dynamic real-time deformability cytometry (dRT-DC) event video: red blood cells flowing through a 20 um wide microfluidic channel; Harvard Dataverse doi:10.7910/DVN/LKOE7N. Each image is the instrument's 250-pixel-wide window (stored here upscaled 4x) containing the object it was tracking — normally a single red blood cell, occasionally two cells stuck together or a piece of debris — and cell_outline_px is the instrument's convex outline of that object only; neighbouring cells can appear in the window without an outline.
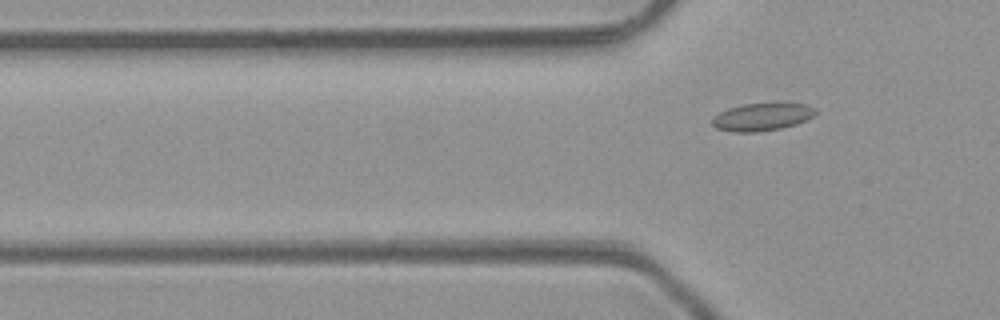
{"species": "common noctule bat (a hibernating species)", "species_latin": "Nyctalus noctula", "temperature_condition": "room temperature", "stored_images_in_passage": 3, "camera_frame_rate_fps": 3000, "um_per_image_px": 0.085, "animal": {"sex": "male", "body_mass_g": 23.1, "forearm_length_mm": 52.7}, "frame": {"image": 1, "passage_image": 3, "time_ms": 2.333, "image_size_px": [1000, 320], "cell_outline_px": [[820, 112], [796, 124], [780, 128], [756, 132], [732, 132], [716, 128], [712, 124], [712, 116], [728, 108], [744, 104], [780, 100], [804, 104], [816, 108]], "centroid_in_image_um": [64.81, 9.88], "position_along_channel_um": 61.0, "area_um2": 17.34}}